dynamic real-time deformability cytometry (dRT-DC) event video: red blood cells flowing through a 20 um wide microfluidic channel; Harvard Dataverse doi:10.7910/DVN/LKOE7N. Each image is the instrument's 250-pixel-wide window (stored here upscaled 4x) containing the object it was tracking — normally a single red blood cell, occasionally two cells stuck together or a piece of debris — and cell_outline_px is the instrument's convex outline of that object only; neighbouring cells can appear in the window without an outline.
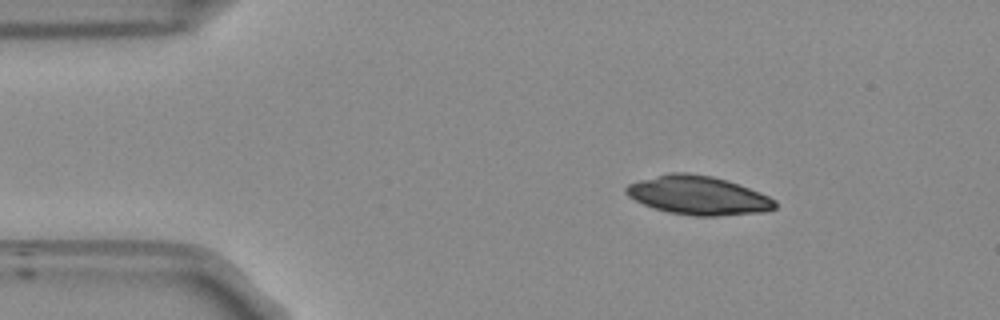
{"species": "Egyptian fruit bat (a non-hibernating species)", "species_latin": "Rousettus aegyptiacus", "temperature_condition": "room temperature", "stored_images_in_passage": 45, "camera_frame_rate_fps": 3000, "um_per_image_px": 0.085, "frame": {"image": 1, "passage_image": 1, "time_ms": 0.0, "image_size_px": [1000, 320], "cell_outline_px": [[776, 208], [764, 212], [716, 216], [696, 216], [668, 212], [652, 208], [628, 196], [624, 192], [624, 188], [628, 184], [640, 180], [672, 172], [684, 172], [712, 176], [728, 180], [760, 192], [776, 200]], "centroid_in_image_um": [59.35, 16.61], "position_along_channel_um": 25.6, "area_um2": 33.64}}
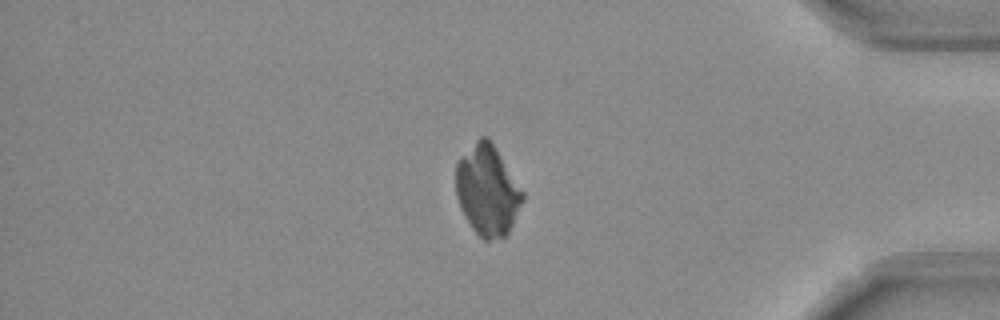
{"frame": {"image": 2, "passage_image": 37, "time_ms": 12.0, "image_size_px": [1000, 320], "cell_outline_px": [[524, 200], [508, 236], [488, 240], [484, 240], [472, 228], [460, 208], [456, 196], [456, 164], [460, 156], [480, 136], [488, 136], [524, 192]], "centroid_in_image_um": [41.44, 16.19], "position_along_channel_um": 393.8, "area_um2": 35.32}}
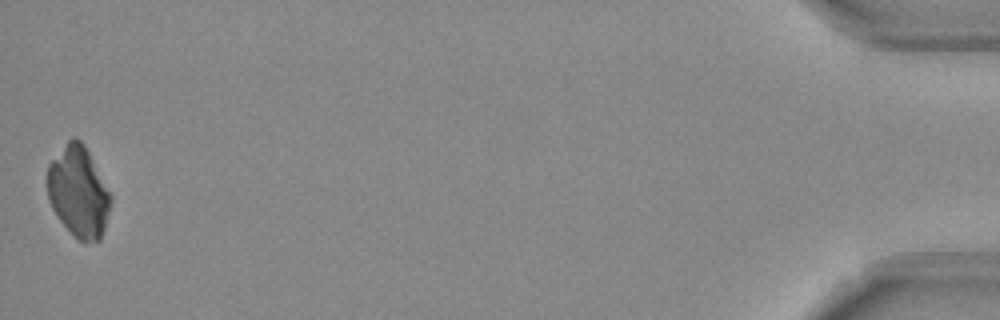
{"frame": {"image": 3, "passage_image": 45, "time_ms": 14.667, "image_size_px": [1000, 320], "cell_outline_px": [[112, 200], [104, 228], [100, 240], [84, 244], [76, 240], [60, 220], [52, 208], [48, 196], [48, 164], [68, 140], [72, 136], [76, 136], [84, 144], [112, 196]], "centroid_in_image_um": [6.67, 16.33], "position_along_channel_um": 428.5, "area_um2": 33.52}}